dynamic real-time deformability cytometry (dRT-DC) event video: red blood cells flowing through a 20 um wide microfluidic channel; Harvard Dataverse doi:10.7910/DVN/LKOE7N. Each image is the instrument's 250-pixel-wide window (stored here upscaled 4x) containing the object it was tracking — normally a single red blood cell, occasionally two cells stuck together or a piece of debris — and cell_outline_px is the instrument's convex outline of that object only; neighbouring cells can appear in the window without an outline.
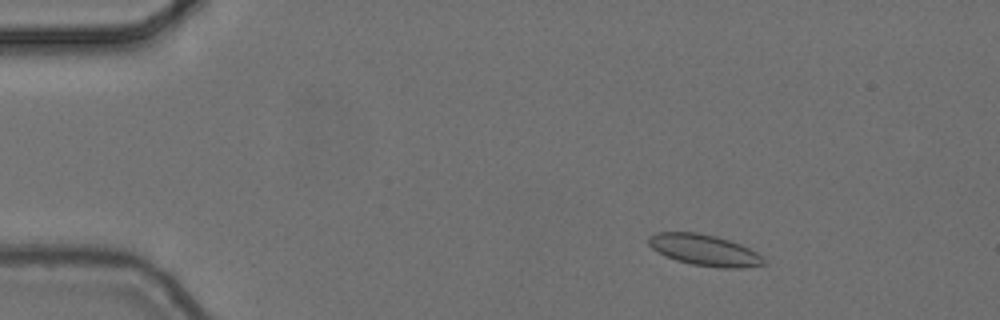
{"species": "common noctule bat (a hibernating species)", "species_latin": "Nyctalus noctula", "temperature_condition": "cold", "stored_images_in_passage": 5, "camera_frame_rate_fps": 3000, "um_per_image_px": 0.085, "animal": {"sex": "female", "body_mass_g": 24.6, "forearm_length_mm": 56.2}, "frame": {"image": 1, "passage_image": 3, "time_ms": 0.667, "image_size_px": [1000, 320], "cell_outline_px": [[768, 264], [744, 268], [720, 268], [692, 264], [676, 260], [664, 256], [652, 248], [648, 244], [648, 236], [656, 232], [696, 232], [716, 236], [740, 244], [756, 252]], "centroid_in_image_um": [59.86, 21.26], "position_along_channel_um": 25.1, "area_um2": 20.98}}